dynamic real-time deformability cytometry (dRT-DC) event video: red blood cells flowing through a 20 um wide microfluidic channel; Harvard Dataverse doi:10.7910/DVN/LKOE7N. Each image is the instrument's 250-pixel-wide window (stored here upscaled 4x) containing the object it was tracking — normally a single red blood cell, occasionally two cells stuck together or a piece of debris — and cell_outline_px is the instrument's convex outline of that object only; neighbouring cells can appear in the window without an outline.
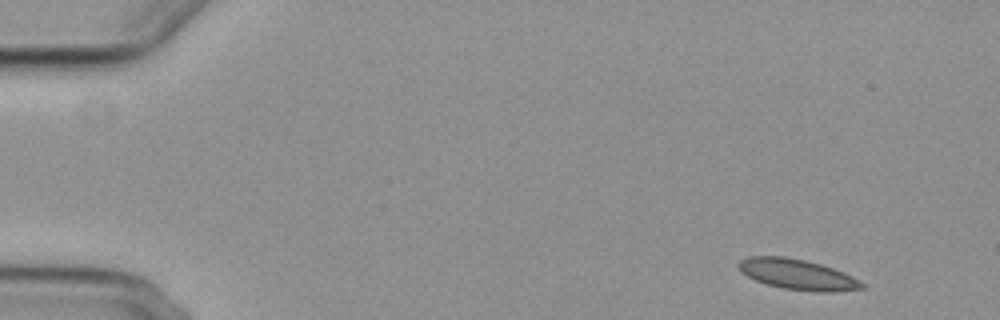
{"species": "common noctule bat (a hibernating species)", "species_latin": "Nyctalus noctula", "temperature_condition": "cold", "stored_images_in_passage": 5, "camera_frame_rate_fps": 3000, "um_per_image_px": 0.085, "animal": {"sex": "female", "body_mass_g": 29.2, "forearm_length_mm": 56.3}, "frame": {"image": 1, "passage_image": 1, "time_ms": 0.0, "image_size_px": [1000, 320], "cell_outline_px": [[868, 288], [836, 292], [816, 292], [784, 288], [768, 284], [756, 280], [740, 272], [736, 264], [740, 260], [748, 256], [784, 256], [804, 260], [820, 264], [844, 272], [860, 280]], "centroid_in_image_um": [67.81, 23.33], "position_along_channel_um": 17.2, "area_um2": 22.02}}